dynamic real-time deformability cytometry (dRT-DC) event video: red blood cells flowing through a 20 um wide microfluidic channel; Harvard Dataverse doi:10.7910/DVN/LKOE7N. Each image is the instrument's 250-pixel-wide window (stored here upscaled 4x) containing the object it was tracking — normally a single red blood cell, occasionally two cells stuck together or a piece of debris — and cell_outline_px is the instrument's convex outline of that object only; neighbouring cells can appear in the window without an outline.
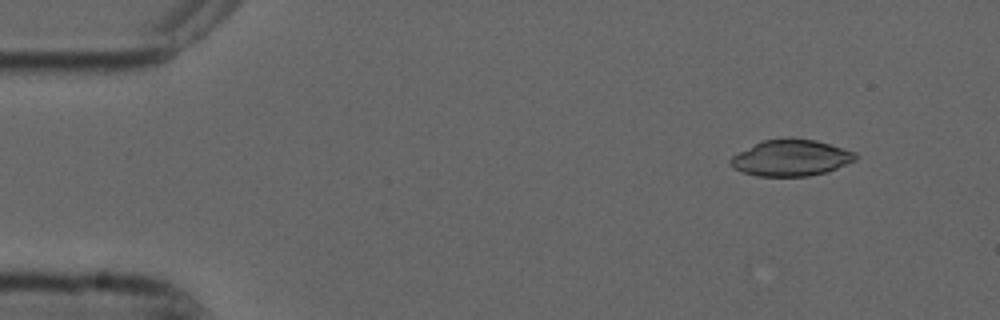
{"species": "common noctule bat (a hibernating species)", "species_latin": "Nyctalus noctula", "temperature_condition": "cold", "stored_images_in_passage": 49, "camera_frame_rate_fps": 3000, "um_per_image_px": 0.085, "animal": {"sex": "male", "forearm_length_mm": 52.5}, "frame": {"image": 1, "passage_image": 1, "time_ms": 0.0, "image_size_px": [1000, 320], "cell_outline_px": [[856, 160], [836, 168], [824, 172], [808, 176], [756, 176], [740, 172], [728, 164], [728, 160], [732, 156], [764, 140], [816, 140], [856, 152]], "centroid_in_image_um": [67.21, 13.45], "position_along_channel_um": 17.8, "area_um2": 25.78}}
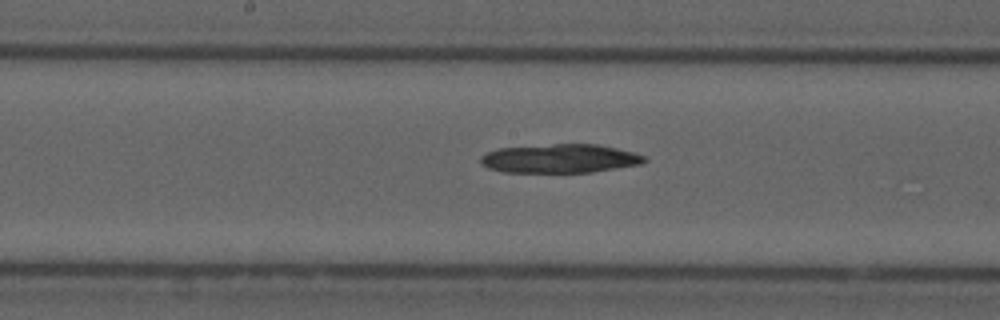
{"frame": {"image": 2, "passage_image": 23, "time_ms": 7.333, "image_size_px": [1000, 320], "cell_outline_px": [[648, 160], [640, 164], [592, 172], [504, 172], [488, 168], [480, 164], [480, 156], [488, 152], [500, 148], [552, 144], [596, 144], [616, 148], [632, 152], [644, 156]], "centroid_in_image_um": [47.57, 13.48], "position_along_channel_um": 200.6, "area_um2": 27.34}}
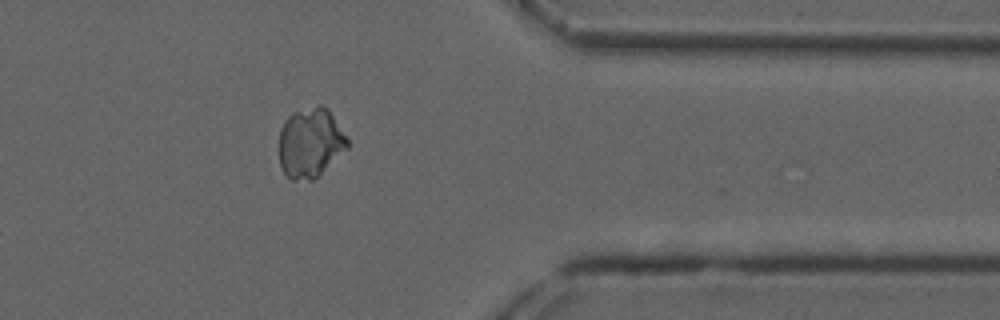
{"frame": {"image": 3, "passage_image": 39, "time_ms": 12.667, "image_size_px": [1000, 320], "cell_outline_px": [[348, 148], [312, 180], [292, 180], [280, 168], [280, 128], [284, 120], [292, 112], [320, 104], [328, 108], [348, 140]], "centroid_in_image_um": [26.36, 12.11], "position_along_channel_um": 385.0, "area_um2": 27.57}}